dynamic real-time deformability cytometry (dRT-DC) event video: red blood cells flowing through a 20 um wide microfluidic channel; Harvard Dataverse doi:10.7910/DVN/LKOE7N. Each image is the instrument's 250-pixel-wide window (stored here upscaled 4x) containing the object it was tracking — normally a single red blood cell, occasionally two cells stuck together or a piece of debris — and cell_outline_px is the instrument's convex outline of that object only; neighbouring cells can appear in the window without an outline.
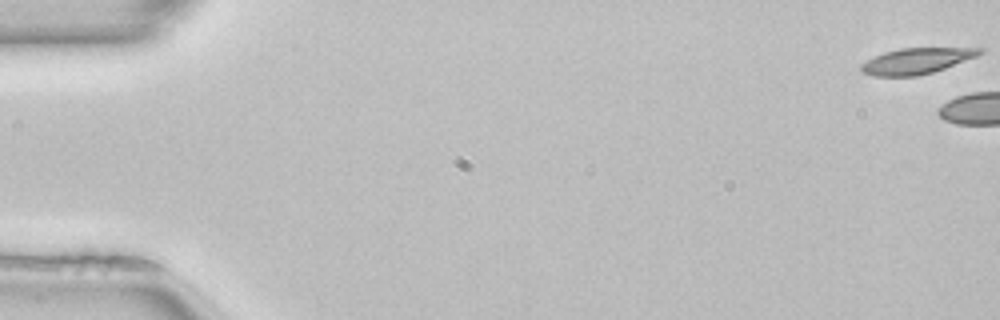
{"species": "common noctule bat (a hibernating species)", "species_latin": "Nyctalus noctula", "temperature_condition": "room temperature", "stored_images_in_passage": 4, "camera_frame_rate_fps": 3000, "um_per_image_px": 0.085, "animal": {"sex": "female", "body_mass_g": 22.7, "forearm_length_mm": 54.2}, "frame": {"image": 1, "passage_image": 1, "time_ms": 0.0, "image_size_px": [1000, 320], "cell_outline_px": [[984, 52], [976, 56], [944, 68], [932, 72], [916, 76], [872, 76], [864, 72], [860, 68], [860, 64], [884, 52], [900, 48], [984, 48]], "centroid_in_image_um": [77.89, 5.18], "position_along_channel_um": 7.1, "area_um2": 17.57}}